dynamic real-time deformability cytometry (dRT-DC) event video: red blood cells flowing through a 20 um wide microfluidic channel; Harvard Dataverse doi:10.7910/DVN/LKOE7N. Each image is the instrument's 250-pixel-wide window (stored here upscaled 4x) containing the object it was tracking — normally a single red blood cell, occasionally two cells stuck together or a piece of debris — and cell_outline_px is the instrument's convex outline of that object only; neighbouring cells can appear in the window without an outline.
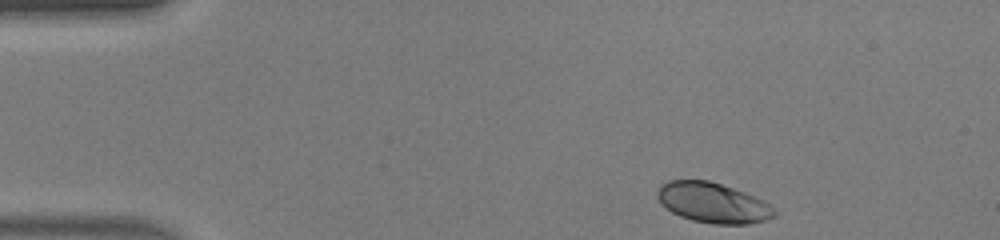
{"species": "human", "species_latin": "Homo sapiens", "temperature_condition": "warm", "stored_images_in_passage": 40, "camera_frame_rate_fps": 3000, "um_per_image_px": 0.085, "donor": {"sex": "male"}, "frame": {"image": 1, "passage_image": 1, "time_ms": 0.0, "image_size_px": [1000, 240], "cell_outline_px": [[776, 216], [768, 220], [748, 224], [716, 224], [692, 220], [680, 216], [672, 212], [660, 204], [656, 196], [656, 192], [660, 184], [668, 180], [708, 180], [744, 192], [764, 200], [776, 212]], "centroid_in_image_um": [60.57, 17.23], "position_along_channel_um": 24.4, "area_um2": 27.51}}
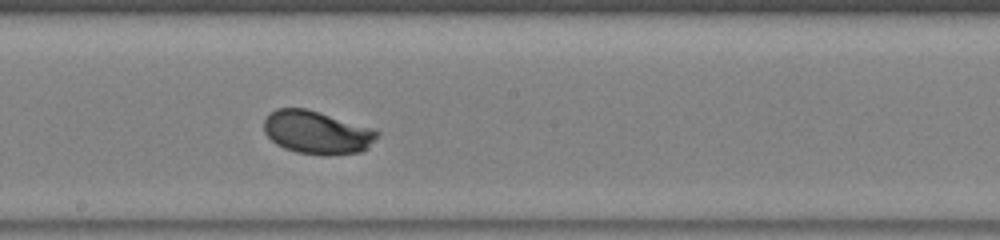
{"frame": {"image": 2, "passage_image": 20, "time_ms": 6.333, "image_size_px": [1000, 240], "cell_outline_px": [[380, 132], [368, 148], [360, 152], [328, 156], [324, 156], [296, 152], [284, 148], [276, 144], [264, 132], [264, 120], [276, 108], [308, 108], [376, 128]], "centroid_in_image_um": [26.98, 11.25], "position_along_channel_um": 221.2, "area_um2": 28.9}}
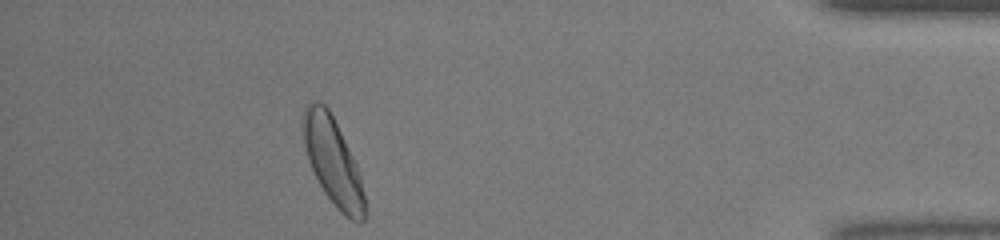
{"frame": {"image": 3, "passage_image": 36, "time_ms": 11.667, "image_size_px": [1000, 240], "cell_outline_px": [[364, 220], [360, 224], [344, 216], [336, 208], [324, 192], [312, 172], [308, 160], [304, 144], [300, 124], [300, 116], [304, 108], [312, 100], [320, 100], [328, 108], [360, 172], [364, 192]], "centroid_in_image_um": [28.24, 13.69], "position_along_channel_um": 407.0, "area_um2": 31.62}, "authors_computed_cell_mechanics": {"area_um2": 28.033, "velocity_mm_per_s": 4.424, "shape_relaxation_time_tau1_ms": 2.7096, "shape_relaxation_time_tau2_ms": null, "deformation_change_tau1": 0.1659, "deformation_change_tau2": null}}